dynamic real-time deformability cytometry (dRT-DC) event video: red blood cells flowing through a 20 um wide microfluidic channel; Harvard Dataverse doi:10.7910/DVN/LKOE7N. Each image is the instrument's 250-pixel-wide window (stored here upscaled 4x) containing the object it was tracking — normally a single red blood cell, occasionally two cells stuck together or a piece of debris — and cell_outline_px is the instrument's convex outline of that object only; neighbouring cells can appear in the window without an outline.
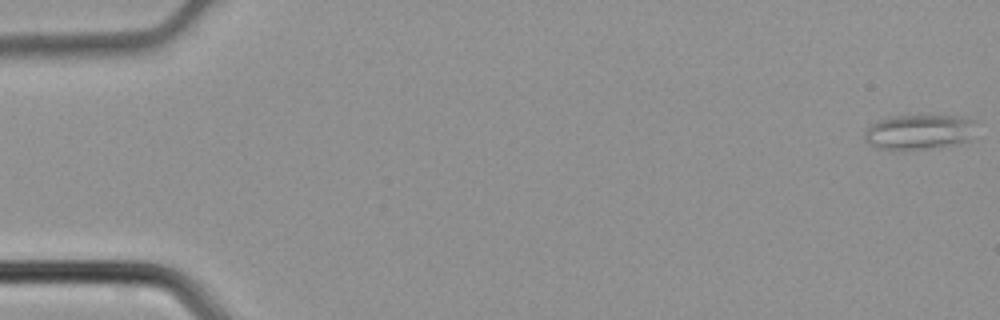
{"species": "common noctule bat (a hibernating species)", "species_latin": "Nyctalus noctula", "temperature_condition": "cold", "stored_images_in_passage": 10, "camera_frame_rate_fps": 3000, "um_per_image_px": 0.085, "animal": {"sex": "male", "body_mass_g": 21.5, "forearm_length_mm": 52.0}, "frame": {"image": 1, "passage_image": 1, "time_ms": 0.0, "image_size_px": [1000, 320], "cell_outline_px": [[976, 140], [904, 152], [880, 148], [868, 144], [864, 136], [864, 132], [868, 124], [876, 120], [892, 116], [964, 116], [976, 120]], "centroid_in_image_um": [78.16, 11.23], "position_along_channel_um": 6.8, "area_um2": 23.7}}